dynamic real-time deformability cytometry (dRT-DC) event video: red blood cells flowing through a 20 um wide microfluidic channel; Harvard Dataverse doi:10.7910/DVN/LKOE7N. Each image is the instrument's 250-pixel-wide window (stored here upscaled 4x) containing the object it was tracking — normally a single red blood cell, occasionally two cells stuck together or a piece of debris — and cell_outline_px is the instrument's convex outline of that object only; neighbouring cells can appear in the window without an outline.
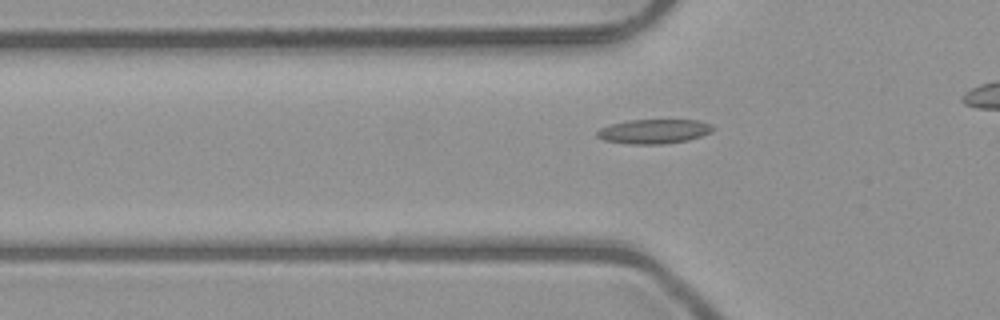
{"species": "common noctule bat (a hibernating species)", "species_latin": "Nyctalus noctula", "temperature_condition": "room temperature", "stored_images_in_passage": 40, "camera_frame_rate_fps": 3000, "um_per_image_px": 0.085, "animal": {"sex": "male", "body_mass_g": 23.1, "forearm_length_mm": 52.7}, "frame": {"image": 1, "passage_image": 15, "time_ms": 4.667, "image_size_px": [1000, 320], "cell_outline_px": [[716, 128], [712, 132], [688, 140], [664, 144], [628, 144], [604, 140], [596, 136], [596, 132], [600, 128], [612, 124], [628, 120], [700, 120], [712, 124]], "centroid_in_image_um": [55.62, 11.17], "position_along_channel_um": 70.2, "area_um2": 16.59}}
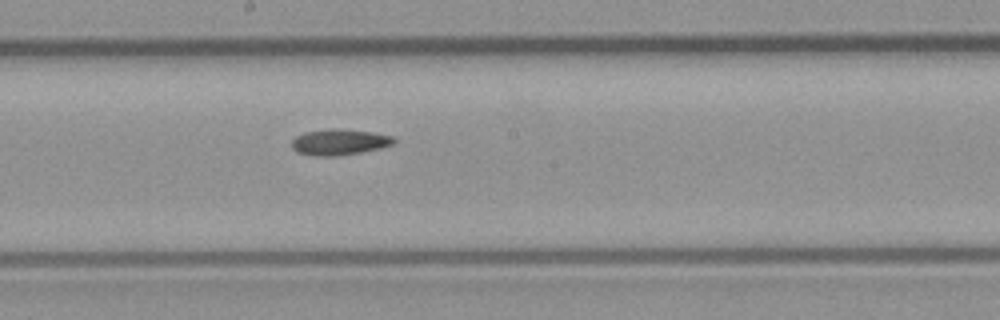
{"frame": {"image": 2, "passage_image": 26, "time_ms": 8.333, "image_size_px": [1000, 320], "cell_outline_px": [[396, 140], [392, 144], [380, 148], [360, 152], [336, 156], [316, 156], [296, 152], [292, 148], [292, 140], [296, 136], [304, 132], [328, 128], [336, 128], [372, 132], [392, 136]], "centroid_in_image_um": [28.81, 12.07], "position_along_channel_um": 219.4, "area_um2": 15.43}}
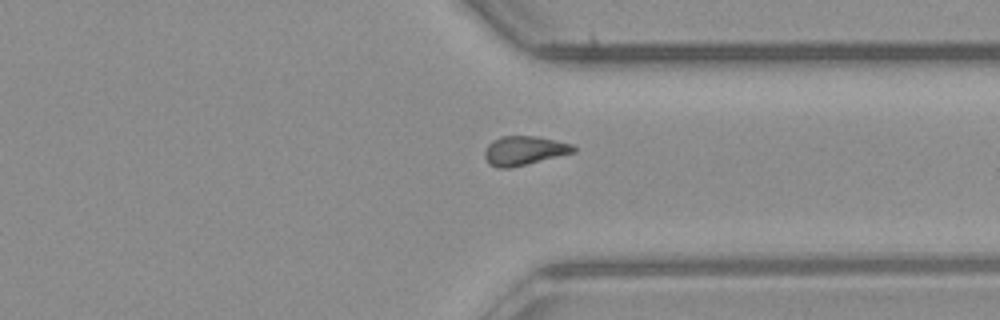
{"frame": {"image": 3, "passage_image": 37, "time_ms": 12.0, "image_size_px": [1000, 320], "cell_outline_px": [[576, 152], [508, 168], [496, 168], [488, 164], [484, 156], [484, 152], [488, 144], [492, 140], [500, 136], [536, 136], [556, 140], [572, 144], [576, 148]], "centroid_in_image_um": [44.53, 12.79], "position_along_channel_um": 366.9, "area_um2": 15.09}}